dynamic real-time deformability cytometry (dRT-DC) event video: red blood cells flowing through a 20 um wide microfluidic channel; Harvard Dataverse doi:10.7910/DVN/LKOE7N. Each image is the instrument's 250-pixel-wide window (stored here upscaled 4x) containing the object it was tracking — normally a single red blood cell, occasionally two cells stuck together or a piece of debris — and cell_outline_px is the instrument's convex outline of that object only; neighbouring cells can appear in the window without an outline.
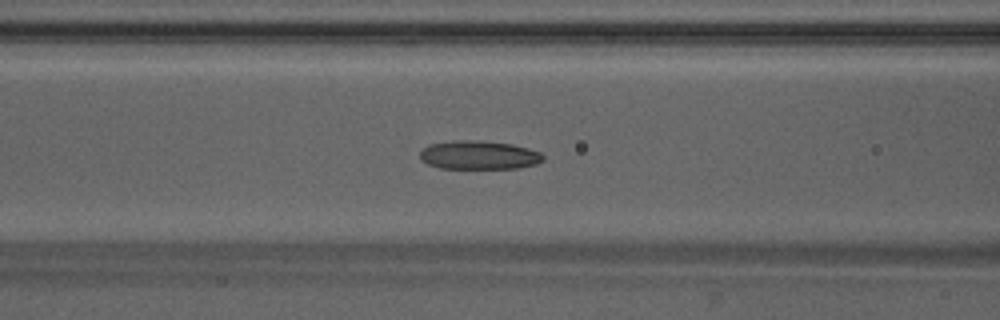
{"species": "Egyptian fruit bat (a non-hibernating species)", "species_latin": "Rousettus aegyptiacus", "temperature_condition": "warm", "stored_images_in_passage": 40, "camera_frame_rate_fps": 3000, "um_per_image_px": 0.085, "animal": {"sex": "male"}, "frame": {"image": 1, "passage_image": 11, "time_ms": 3.333, "image_size_px": [1000, 320], "cell_outline_px": [[544, 160], [536, 164], [520, 168], [440, 168], [428, 164], [420, 160], [420, 152], [428, 144], [452, 140], [476, 140], [512, 144], [528, 148], [540, 152], [544, 156]], "centroid_in_image_um": [40.7, 13.18], "position_along_channel_um": 125.9, "area_um2": 20.69}}
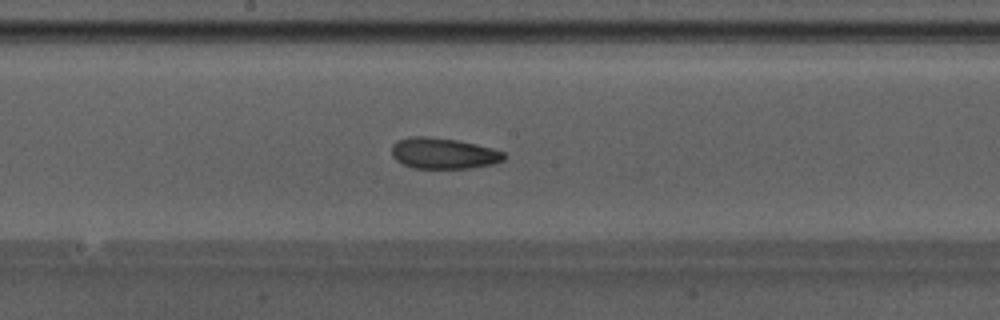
{"frame": {"image": 2, "passage_image": 17, "time_ms": 5.333, "image_size_px": [1000, 320], "cell_outline_px": [[504, 160], [492, 164], [468, 168], [412, 168], [396, 160], [392, 156], [392, 144], [396, 140], [408, 136], [424, 136], [456, 140], [476, 144], [492, 148], [504, 152]], "centroid_in_image_um": [37.65, 13.03], "position_along_channel_um": 210.6, "area_um2": 20.23}}
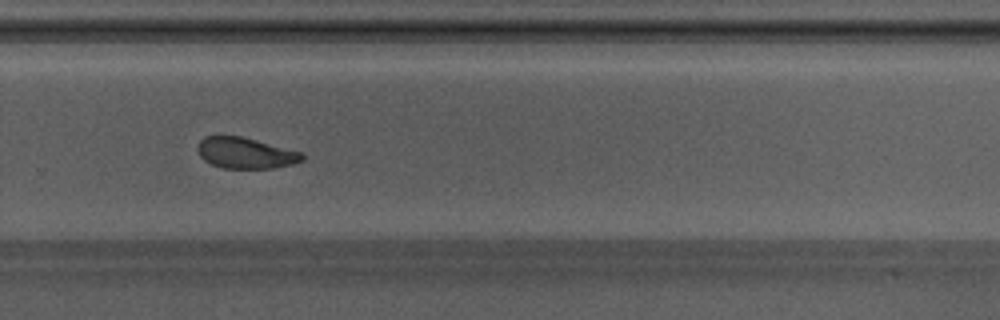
{"frame": {"image": 3, "passage_image": 24, "time_ms": 7.667, "image_size_px": [1000, 320], "cell_outline_px": [[304, 160], [292, 164], [272, 168], [224, 168], [212, 164], [204, 160], [200, 156], [196, 148], [200, 140], [204, 136], [240, 136], [304, 152]], "centroid_in_image_um": [20.88, 13.0], "position_along_channel_um": 308.9, "area_um2": 18.9}, "authors_computed_cell_mechanics": {"area_um2": 20.0277, "velocity_mm_per_s": 4.2299, "shape_relaxation_time_tau1_ms": 5.5453, "shape_relaxation_time_tau2_ms": 2.5648, "deformation_change_tau1": 0.1592, "deformation_change_tau2": 0.0872}}